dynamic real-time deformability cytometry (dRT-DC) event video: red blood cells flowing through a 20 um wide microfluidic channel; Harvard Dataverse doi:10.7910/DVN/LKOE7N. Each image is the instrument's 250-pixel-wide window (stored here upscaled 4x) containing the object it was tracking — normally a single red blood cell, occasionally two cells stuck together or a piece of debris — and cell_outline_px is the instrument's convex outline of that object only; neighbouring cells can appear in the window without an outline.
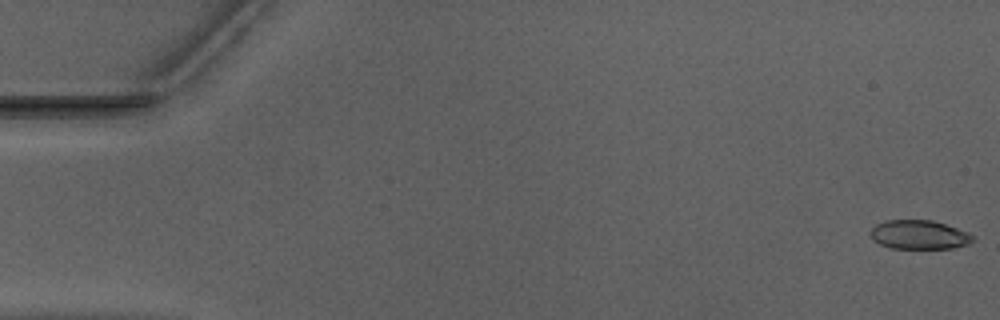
{"species": "Egyptian fruit bat (a non-hibernating species)", "species_latin": "Rousettus aegyptiacus", "temperature_condition": "warm", "stored_images_in_passage": 11, "camera_frame_rate_fps": 3000, "um_per_image_px": 0.085, "animal": {"sex": "male"}, "frame": {"image": 1, "passage_image": 1, "time_ms": 0.0, "image_size_px": [1000, 320], "cell_outline_px": [[976, 240], [968, 244], [952, 248], [888, 248], [872, 240], [868, 232], [876, 224], [888, 220], [932, 220], [968, 232]], "centroid_in_image_um": [78.09, 19.95], "position_along_channel_um": 6.9, "area_um2": 17.34}}